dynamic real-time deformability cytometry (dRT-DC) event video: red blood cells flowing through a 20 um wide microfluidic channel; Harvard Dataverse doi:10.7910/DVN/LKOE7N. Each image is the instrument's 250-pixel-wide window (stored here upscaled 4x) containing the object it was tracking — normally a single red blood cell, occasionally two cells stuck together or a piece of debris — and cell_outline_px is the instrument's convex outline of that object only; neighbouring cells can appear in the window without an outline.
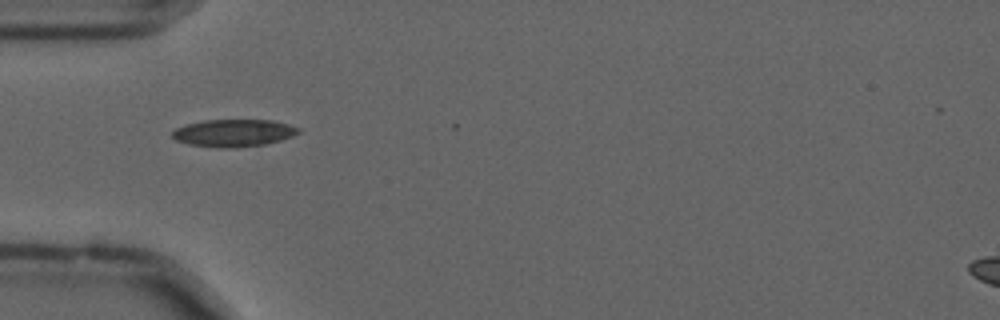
{"species": "common noctule bat (a hibernating species)", "species_latin": "Nyctalus noctula", "temperature_condition": "cold", "stored_images_in_passage": 5, "camera_frame_rate_fps": 3000, "um_per_image_px": 0.085, "animal": {"sex": "male", "forearm_length_mm": 52.5}, "frame": {"image": 1, "passage_image": 1, "time_ms": 0.0, "image_size_px": [1000, 320], "cell_outline_px": [[300, 132], [292, 136], [280, 140], [264, 144], [236, 148], [216, 148], [188, 144], [176, 140], [172, 136], [172, 132], [176, 128], [184, 124], [204, 120], [272, 120], [288, 124], [300, 128]], "centroid_in_image_um": [19.83, 11.3], "position_along_channel_um": 65.2, "area_um2": 20.23}}
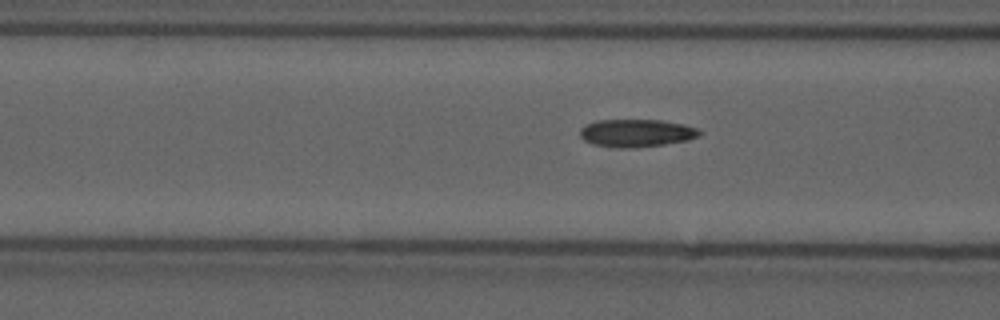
{"frame": {"image": 2, "passage_image": 5, "time_ms": 1.333, "image_size_px": [1000, 320], "cell_outline_px": [[700, 132], [696, 136], [688, 140], [664, 144], [632, 148], [620, 148], [592, 144], [584, 140], [580, 136], [580, 128], [584, 124], [596, 120], [660, 120], [684, 124], [696, 128]], "centroid_in_image_um": [54.03, 11.3], "position_along_channel_um": 112.6, "area_um2": 19.25}}